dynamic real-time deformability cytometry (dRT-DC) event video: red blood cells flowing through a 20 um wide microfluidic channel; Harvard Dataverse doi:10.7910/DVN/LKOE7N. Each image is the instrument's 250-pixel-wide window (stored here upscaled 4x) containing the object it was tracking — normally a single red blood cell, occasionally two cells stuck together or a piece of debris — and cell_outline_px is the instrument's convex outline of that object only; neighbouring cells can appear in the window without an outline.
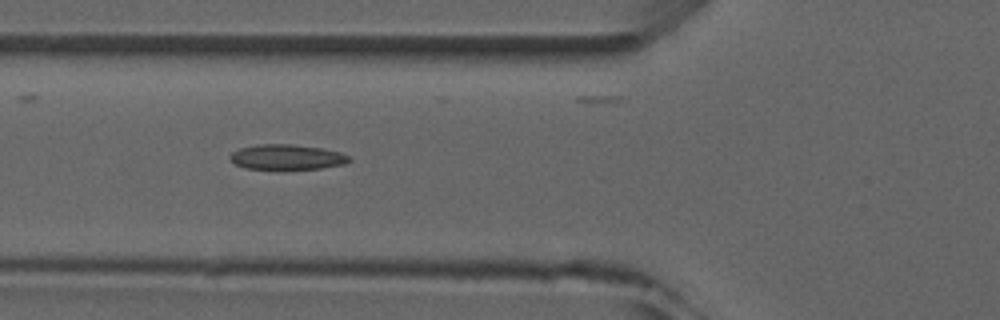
{"species": "common noctule bat (a hibernating species)", "species_latin": "Nyctalus noctula", "temperature_condition": "room temperature", "stored_images_in_passage": 7, "camera_frame_rate_fps": 3000, "um_per_image_px": 0.085, "animal": {"sex": "male", "forearm_length_mm": 52.5}, "frame": {"image": 1, "passage_image": 5, "time_ms": 4.667, "image_size_px": [1000, 320], "cell_outline_px": [[352, 160], [344, 164], [320, 168], [244, 168], [236, 164], [228, 156], [232, 152], [240, 148], [256, 144], [288, 144], [324, 148], [340, 152], [352, 156]], "centroid_in_image_um": [24.42, 13.33], "position_along_channel_um": 101.4, "area_um2": 17.28}}
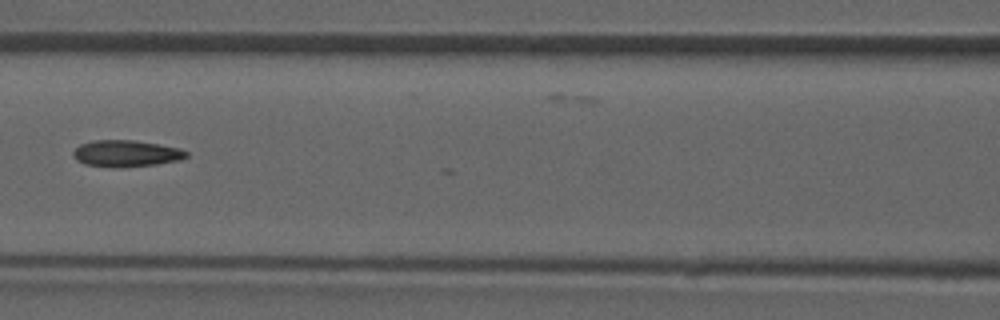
{"frame": {"image": 2, "passage_image": 6, "time_ms": 6.0, "image_size_px": [1000, 320], "cell_outline_px": [[188, 156], [180, 160], [156, 164], [116, 168], [112, 168], [84, 164], [76, 160], [72, 156], [72, 152], [80, 144], [96, 140], [132, 140], [180, 148], [188, 152]], "centroid_in_image_um": [10.69, 13.06], "position_along_channel_um": 155.9, "area_um2": 17.57}}